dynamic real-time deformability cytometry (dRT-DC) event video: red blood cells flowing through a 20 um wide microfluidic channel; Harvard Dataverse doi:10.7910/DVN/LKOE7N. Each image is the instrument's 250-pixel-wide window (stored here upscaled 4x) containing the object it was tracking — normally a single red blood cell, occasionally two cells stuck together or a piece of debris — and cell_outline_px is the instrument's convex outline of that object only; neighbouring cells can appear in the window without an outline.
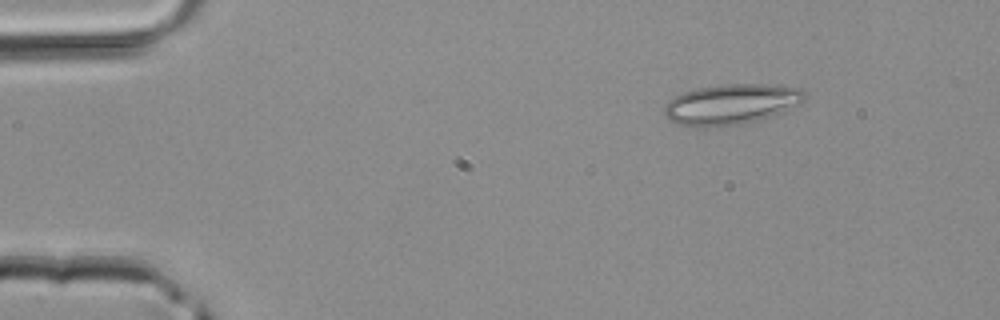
{"species": "common noctule bat (a hibernating species)", "species_latin": "Nyctalus noctula", "temperature_condition": "room temperature", "stored_images_in_passage": 3, "camera_frame_rate_fps": 3000, "um_per_image_px": 0.085, "animal": {"sex": "male", "body_mass_g": 20.4}, "frame": {"image": 1, "passage_image": 1, "time_ms": 0.0, "image_size_px": [1000, 320], "cell_outline_px": [[808, 96], [800, 104], [784, 112], [772, 116], [740, 124], [700, 128], [676, 124], [664, 112], [664, 104], [668, 100], [684, 92], [696, 88], [728, 84], [768, 84], [796, 88], [804, 92]], "centroid_in_image_um": [62.16, 8.86], "position_along_channel_um": 22.8, "area_um2": 33.06}}